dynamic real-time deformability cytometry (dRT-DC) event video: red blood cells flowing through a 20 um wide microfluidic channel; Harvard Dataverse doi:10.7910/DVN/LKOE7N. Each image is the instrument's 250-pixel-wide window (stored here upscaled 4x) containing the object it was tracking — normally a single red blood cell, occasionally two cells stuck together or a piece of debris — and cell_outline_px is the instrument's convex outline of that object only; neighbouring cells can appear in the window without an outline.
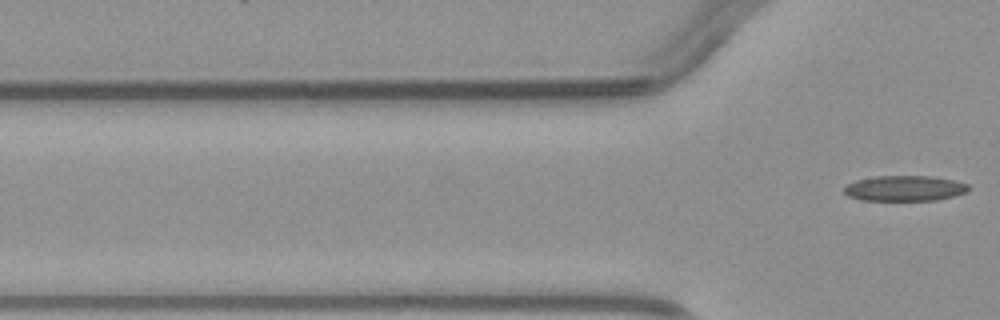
{"species": "common noctule bat (a hibernating species)", "species_latin": "Nyctalus noctula", "temperature_condition": "warm", "stored_images_in_passage": 3, "camera_frame_rate_fps": 3000, "um_per_image_px": 0.085, "animal": {"sex": "male", "body_mass_g": 23.1, "forearm_length_mm": 52.7}, "frame": {"image": 1, "passage_image": 3, "time_ms": 2.333, "image_size_px": [1000, 320], "cell_outline_px": [[972, 188], [968, 192], [956, 196], [936, 200], [860, 200], [848, 196], [844, 192], [844, 188], [848, 184], [856, 180], [876, 176], [932, 176], [952, 180], [968, 184]], "centroid_in_image_um": [76.94, 16.01], "position_along_channel_um": 48.9, "area_um2": 18.55}}